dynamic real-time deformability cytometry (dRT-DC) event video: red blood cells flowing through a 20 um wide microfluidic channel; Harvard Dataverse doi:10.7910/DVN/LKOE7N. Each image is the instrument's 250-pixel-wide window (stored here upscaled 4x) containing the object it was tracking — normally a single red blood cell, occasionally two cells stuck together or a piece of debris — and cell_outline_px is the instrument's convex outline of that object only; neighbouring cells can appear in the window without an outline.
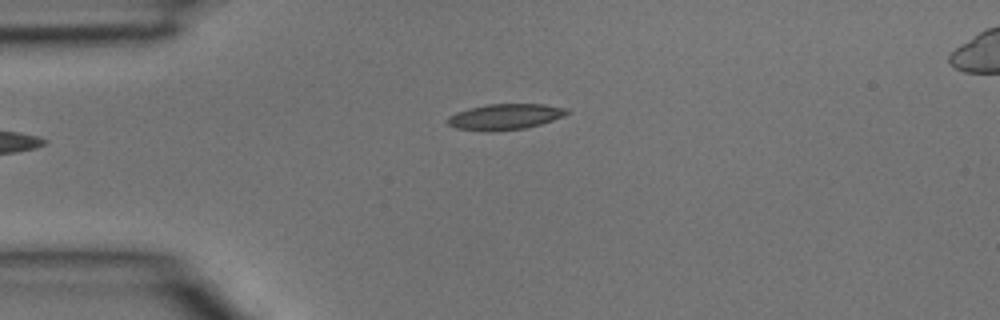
{"species": "common noctule bat (a hibernating species)", "species_latin": "Nyctalus noctula", "temperature_condition": "room temperature", "stored_images_in_passage": 2, "camera_frame_rate_fps": 3000, "um_per_image_px": 0.085, "animal": {"sex": "male", "body_mass_g": 15.6}, "frame": {"image": 1, "passage_image": 2, "time_ms": 0.333, "image_size_px": [1000, 320], "cell_outline_px": [[568, 112], [564, 116], [540, 124], [524, 128], [496, 132], [488, 132], [456, 128], [448, 124], [448, 116], [456, 112], [488, 104], [544, 104], [568, 108]], "centroid_in_image_um": [42.93, 9.93], "position_along_channel_um": 42.1, "area_um2": 17.92}}